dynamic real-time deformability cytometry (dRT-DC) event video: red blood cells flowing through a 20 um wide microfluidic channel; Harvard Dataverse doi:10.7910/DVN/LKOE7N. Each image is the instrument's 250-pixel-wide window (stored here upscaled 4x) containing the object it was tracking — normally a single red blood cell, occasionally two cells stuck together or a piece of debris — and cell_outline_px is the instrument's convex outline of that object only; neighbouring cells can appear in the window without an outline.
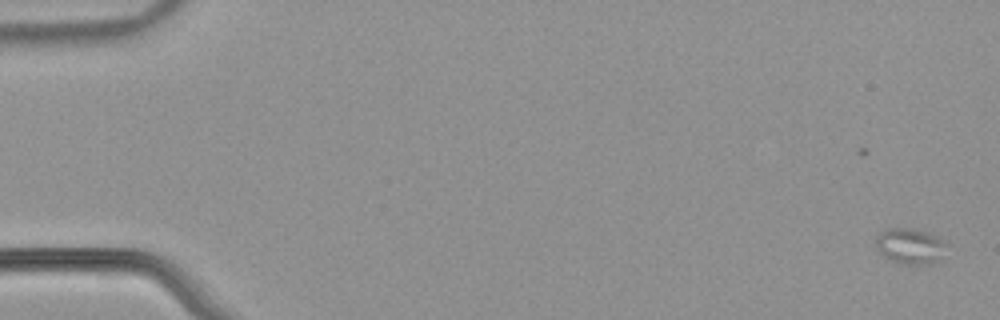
{"species": "common noctule bat (a hibernating species)", "species_latin": "Nyctalus noctula", "temperature_condition": "warm", "stored_images_in_passage": 19, "camera_frame_rate_fps": 3000, "um_per_image_px": 0.085, "animal": {"sex": "male", "body_mass_g": 21.5, "forearm_length_mm": 52.0}, "frame": {"image": 1, "passage_image": 1, "time_ms": 0.0, "image_size_px": [1000, 320], "cell_outline_px": [[948, 244], [936, 260], [928, 264], [916, 268], [896, 264], [884, 256], [880, 252], [876, 244], [876, 236], [880, 232], [888, 228], [912, 228], [936, 236], [944, 240]], "centroid_in_image_um": [77.33, 20.96], "position_along_channel_um": 7.7, "area_um2": 14.97}}
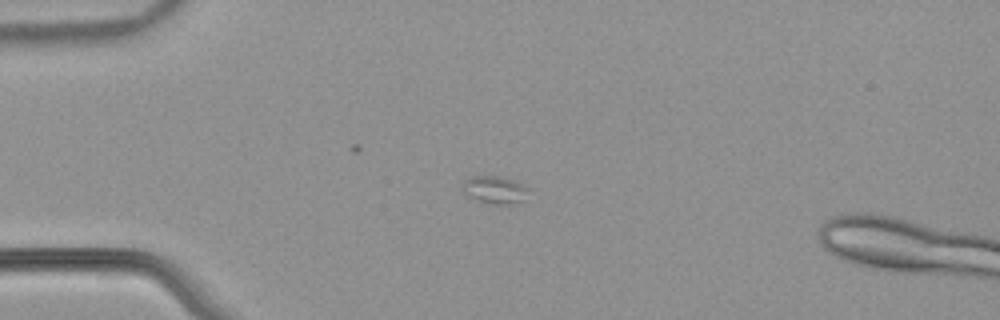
{"frame": {"image": 2, "passage_image": 15, "time_ms": 4.667, "image_size_px": [1000, 320], "cell_outline_px": [[528, 188], [524, 200], [516, 204], [488, 204], [476, 200], [468, 196], [464, 192], [460, 184], [464, 180], [472, 176], [496, 176], [512, 180]], "centroid_in_image_um": [42.0, 16.15], "position_along_channel_um": 43.0, "area_um2": 10.64}}